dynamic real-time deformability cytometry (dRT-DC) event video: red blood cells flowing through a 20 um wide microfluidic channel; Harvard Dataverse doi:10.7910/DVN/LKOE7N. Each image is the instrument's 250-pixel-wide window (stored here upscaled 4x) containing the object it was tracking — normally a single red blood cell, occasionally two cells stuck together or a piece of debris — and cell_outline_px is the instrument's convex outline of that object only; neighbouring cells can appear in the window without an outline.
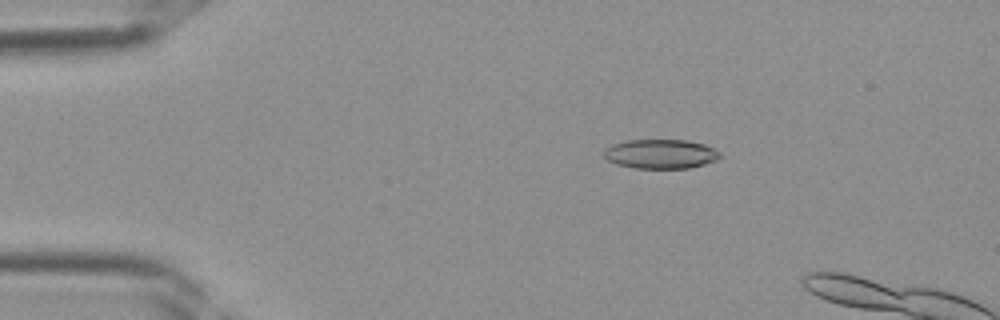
{"species": "Egyptian fruit bat (a non-hibernating species)", "species_latin": "Rousettus aegyptiacus", "temperature_condition": "room temperature", "stored_images_in_passage": 11, "camera_frame_rate_fps": 3000, "um_per_image_px": 0.085, "frame": {"image": 1, "passage_image": 7, "time_ms": 2.0, "image_size_px": [1000, 320], "cell_outline_px": [[720, 156], [716, 160], [704, 164], [688, 168], [632, 168], [616, 164], [608, 160], [604, 156], [604, 148], [612, 144], [628, 140], [688, 140], [704, 144], [720, 152]], "centroid_in_image_um": [56.13, 13.08], "position_along_channel_um": 28.9, "area_um2": 19.83}}